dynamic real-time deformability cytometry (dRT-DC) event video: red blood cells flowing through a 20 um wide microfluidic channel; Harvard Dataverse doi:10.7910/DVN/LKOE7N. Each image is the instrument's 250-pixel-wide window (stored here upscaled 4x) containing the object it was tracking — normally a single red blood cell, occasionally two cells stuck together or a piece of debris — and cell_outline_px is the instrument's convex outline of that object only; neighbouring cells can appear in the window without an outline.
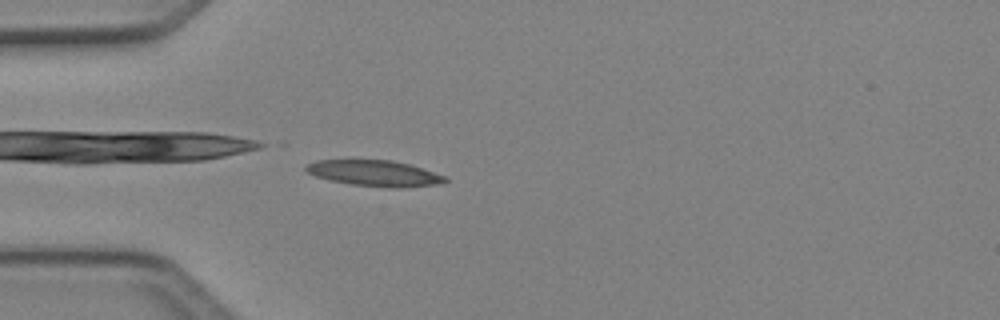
{"species": "Egyptian fruit bat (a non-hibernating species)", "species_latin": "Rousettus aegyptiacus", "temperature_condition": "cold", "stored_images_in_passage": 4, "camera_frame_rate_fps": 3000, "um_per_image_px": 0.085, "animal": {"sex": "female"}, "frame": {"image": 1, "passage_image": 4, "time_ms": 1.0, "image_size_px": [1000, 320], "cell_outline_px": [[448, 180], [436, 184], [404, 188], [392, 188], [352, 184], [332, 180], [316, 176], [308, 172], [304, 168], [308, 164], [316, 160], [352, 156], [392, 160], [408, 164], [448, 176]], "centroid_in_image_um": [31.79, 14.66], "position_along_channel_um": 53.2, "area_um2": 21.91}}